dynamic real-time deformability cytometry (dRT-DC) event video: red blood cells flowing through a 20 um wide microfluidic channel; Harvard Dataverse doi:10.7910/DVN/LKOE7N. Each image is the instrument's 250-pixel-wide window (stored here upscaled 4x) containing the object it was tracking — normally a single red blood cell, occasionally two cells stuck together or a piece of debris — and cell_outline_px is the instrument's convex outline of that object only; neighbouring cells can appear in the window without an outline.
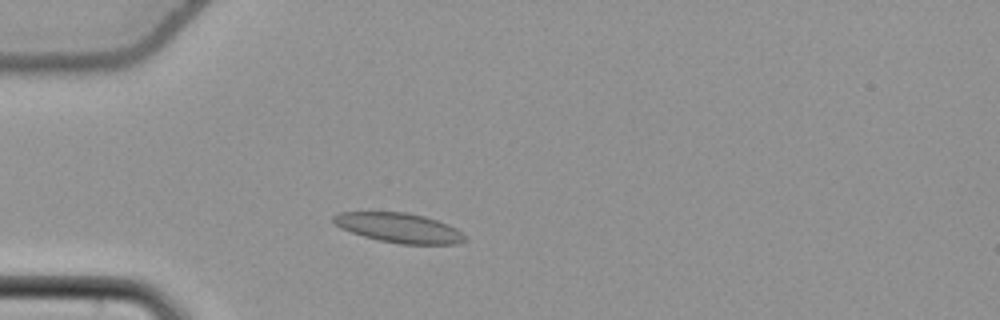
{"species": "common noctule bat (a hibernating species)", "species_latin": "Nyctalus noctula", "temperature_condition": "cold", "stored_images_in_passage": 48, "camera_frame_rate_fps": 3000, "um_per_image_px": 0.085, "animal": {"sex": "female", "body_mass_g": 22.7, "forearm_length_mm": 54.2}, "frame": {"image": 1, "passage_image": 9, "time_ms": 2.667, "image_size_px": [1000, 320], "cell_outline_px": [[468, 240], [456, 244], [400, 244], [380, 240], [364, 236], [340, 228], [332, 220], [332, 216], [340, 212], [404, 212], [424, 216], [448, 224], [456, 228]], "centroid_in_image_um": [33.92, 19.36], "position_along_channel_um": 51.1, "area_um2": 22.54}}
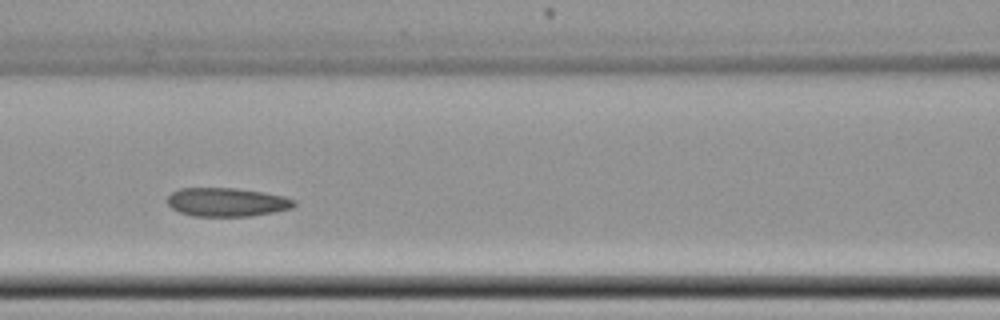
{"frame": {"image": 2, "passage_image": 18, "time_ms": 5.667, "image_size_px": [1000, 320], "cell_outline_px": [[296, 204], [292, 208], [252, 216], [192, 216], [180, 212], [172, 208], [168, 204], [168, 196], [172, 192], [180, 188], [236, 188], [264, 192], [284, 196], [296, 200]], "centroid_in_image_um": [19.3, 17.18], "position_along_channel_um": 147.3, "area_um2": 21.21}}
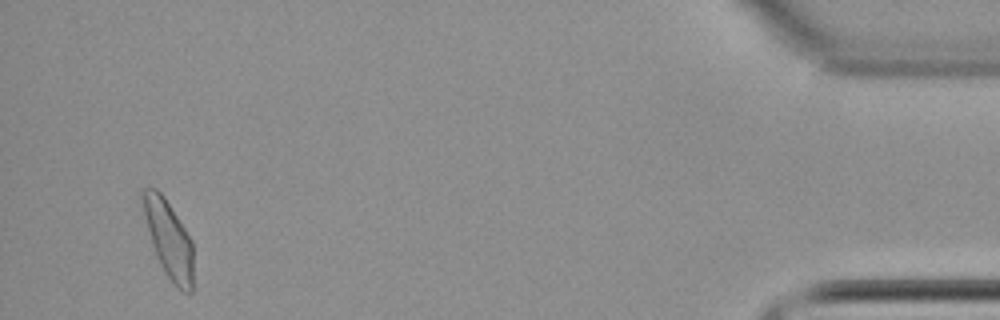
{"frame": {"image": 3, "passage_image": 46, "time_ms": 15.0, "image_size_px": [1000, 320], "cell_outline_px": [[192, 292], [184, 292], [176, 288], [164, 272], [156, 256], [152, 244], [144, 216], [140, 196], [140, 188], [156, 188], [164, 196], [192, 240]], "centroid_in_image_um": [14.31, 20.3], "position_along_channel_um": 420.9, "area_um2": 22.72}, "authors_computed_cell_mechanics": {"area_um2": 21.8484, "velocity_mm_per_s": 3.7588, "shape_relaxation_time_tau1_ms": null, "shape_relaxation_time_tau2_ms": 4.7523, "deformation_change_tau1": null, "deformation_change_tau2": 0.0719}}